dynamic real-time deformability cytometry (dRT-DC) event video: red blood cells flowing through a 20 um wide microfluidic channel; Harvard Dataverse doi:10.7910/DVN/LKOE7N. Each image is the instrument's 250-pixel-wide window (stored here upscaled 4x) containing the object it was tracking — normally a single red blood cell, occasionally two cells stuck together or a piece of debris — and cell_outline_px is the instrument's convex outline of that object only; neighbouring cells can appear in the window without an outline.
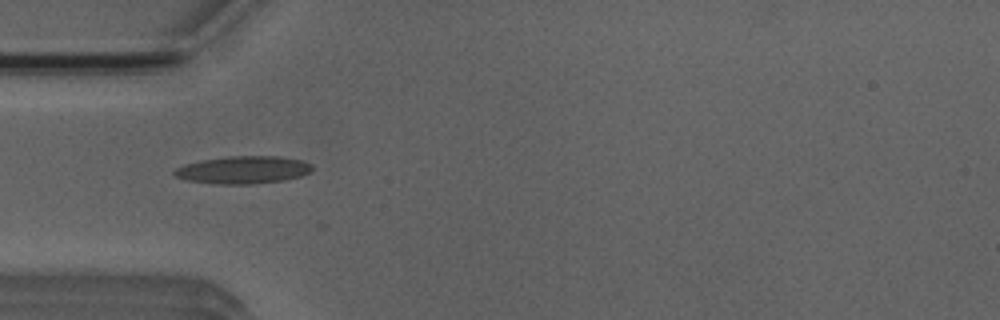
{"species": "Egyptian fruit bat (a non-hibernating species)", "species_latin": "Rousettus aegyptiacus", "temperature_condition": "room temperature", "stored_images_in_passage": 7, "camera_frame_rate_fps": 3000, "um_per_image_px": 0.085, "animal": {"sex": "male"}, "frame": {"image": 1, "passage_image": 5, "time_ms": 5.333, "image_size_px": [1000, 320], "cell_outline_px": [[312, 168], [308, 172], [300, 176], [284, 180], [252, 184], [212, 184], [188, 180], [176, 176], [172, 172], [176, 168], [184, 164], [200, 160], [228, 156], [280, 156], [304, 160], [312, 164]], "centroid_in_image_um": [20.66, 14.43], "position_along_channel_um": 64.3, "area_um2": 22.25}}